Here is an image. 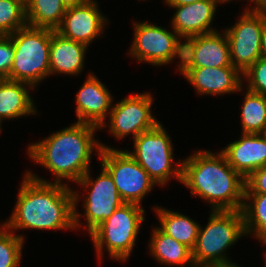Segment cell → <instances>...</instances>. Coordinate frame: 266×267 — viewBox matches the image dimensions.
<instances>
[{
    "label": "cell",
    "instance_id": "cell-4",
    "mask_svg": "<svg viewBox=\"0 0 266 267\" xmlns=\"http://www.w3.org/2000/svg\"><path fill=\"white\" fill-rule=\"evenodd\" d=\"M241 210L212 211L205 228L199 226L192 249L195 267L227 266L237 264L228 260L225 251L245 236Z\"/></svg>",
    "mask_w": 266,
    "mask_h": 267
},
{
    "label": "cell",
    "instance_id": "cell-34",
    "mask_svg": "<svg viewBox=\"0 0 266 267\" xmlns=\"http://www.w3.org/2000/svg\"><path fill=\"white\" fill-rule=\"evenodd\" d=\"M66 8L79 6L86 3L88 0H61Z\"/></svg>",
    "mask_w": 266,
    "mask_h": 267
},
{
    "label": "cell",
    "instance_id": "cell-16",
    "mask_svg": "<svg viewBox=\"0 0 266 267\" xmlns=\"http://www.w3.org/2000/svg\"><path fill=\"white\" fill-rule=\"evenodd\" d=\"M180 73L200 95H223L241 92L242 74L234 66L180 68Z\"/></svg>",
    "mask_w": 266,
    "mask_h": 267
},
{
    "label": "cell",
    "instance_id": "cell-35",
    "mask_svg": "<svg viewBox=\"0 0 266 267\" xmlns=\"http://www.w3.org/2000/svg\"><path fill=\"white\" fill-rule=\"evenodd\" d=\"M19 3H21L25 8L27 5L31 2V0H17Z\"/></svg>",
    "mask_w": 266,
    "mask_h": 267
},
{
    "label": "cell",
    "instance_id": "cell-30",
    "mask_svg": "<svg viewBox=\"0 0 266 267\" xmlns=\"http://www.w3.org/2000/svg\"><path fill=\"white\" fill-rule=\"evenodd\" d=\"M244 194H266V165L245 179Z\"/></svg>",
    "mask_w": 266,
    "mask_h": 267
},
{
    "label": "cell",
    "instance_id": "cell-11",
    "mask_svg": "<svg viewBox=\"0 0 266 267\" xmlns=\"http://www.w3.org/2000/svg\"><path fill=\"white\" fill-rule=\"evenodd\" d=\"M101 167L102 171L95 181L91 178L89 169L77 182L84 190L90 189L83 202L85 211L83 216H85L87 224L85 226L89 234L124 204L113 178L103 166Z\"/></svg>",
    "mask_w": 266,
    "mask_h": 267
},
{
    "label": "cell",
    "instance_id": "cell-7",
    "mask_svg": "<svg viewBox=\"0 0 266 267\" xmlns=\"http://www.w3.org/2000/svg\"><path fill=\"white\" fill-rule=\"evenodd\" d=\"M166 132L159 123L153 129L134 138V150L128 151L159 186L167 185L171 177L178 179L180 183L182 181V163L175 162L178 166L172 165L174 149Z\"/></svg>",
    "mask_w": 266,
    "mask_h": 267
},
{
    "label": "cell",
    "instance_id": "cell-24",
    "mask_svg": "<svg viewBox=\"0 0 266 267\" xmlns=\"http://www.w3.org/2000/svg\"><path fill=\"white\" fill-rule=\"evenodd\" d=\"M241 211L246 235L254 234L257 240L266 243V194H244Z\"/></svg>",
    "mask_w": 266,
    "mask_h": 267
},
{
    "label": "cell",
    "instance_id": "cell-38",
    "mask_svg": "<svg viewBox=\"0 0 266 267\" xmlns=\"http://www.w3.org/2000/svg\"><path fill=\"white\" fill-rule=\"evenodd\" d=\"M262 134L266 137V126Z\"/></svg>",
    "mask_w": 266,
    "mask_h": 267
},
{
    "label": "cell",
    "instance_id": "cell-25",
    "mask_svg": "<svg viewBox=\"0 0 266 267\" xmlns=\"http://www.w3.org/2000/svg\"><path fill=\"white\" fill-rule=\"evenodd\" d=\"M245 91L241 109L242 133L262 134L266 126V95Z\"/></svg>",
    "mask_w": 266,
    "mask_h": 267
},
{
    "label": "cell",
    "instance_id": "cell-17",
    "mask_svg": "<svg viewBox=\"0 0 266 267\" xmlns=\"http://www.w3.org/2000/svg\"><path fill=\"white\" fill-rule=\"evenodd\" d=\"M240 137L220 151L228 164L246 179L266 165V137L255 133H242Z\"/></svg>",
    "mask_w": 266,
    "mask_h": 267
},
{
    "label": "cell",
    "instance_id": "cell-6",
    "mask_svg": "<svg viewBox=\"0 0 266 267\" xmlns=\"http://www.w3.org/2000/svg\"><path fill=\"white\" fill-rule=\"evenodd\" d=\"M145 210L134 203H124L91 234L94 248L100 260L107 249L112 259L127 261L132 254ZM106 247V248H104ZM104 248V249H103Z\"/></svg>",
    "mask_w": 266,
    "mask_h": 267
},
{
    "label": "cell",
    "instance_id": "cell-31",
    "mask_svg": "<svg viewBox=\"0 0 266 267\" xmlns=\"http://www.w3.org/2000/svg\"><path fill=\"white\" fill-rule=\"evenodd\" d=\"M253 2L254 6L251 7L250 10H253L255 12H261V13H266V0H250Z\"/></svg>",
    "mask_w": 266,
    "mask_h": 267
},
{
    "label": "cell",
    "instance_id": "cell-28",
    "mask_svg": "<svg viewBox=\"0 0 266 267\" xmlns=\"http://www.w3.org/2000/svg\"><path fill=\"white\" fill-rule=\"evenodd\" d=\"M242 78L249 81L247 82L248 90L266 95V59L259 58L244 74H242Z\"/></svg>",
    "mask_w": 266,
    "mask_h": 267
},
{
    "label": "cell",
    "instance_id": "cell-3",
    "mask_svg": "<svg viewBox=\"0 0 266 267\" xmlns=\"http://www.w3.org/2000/svg\"><path fill=\"white\" fill-rule=\"evenodd\" d=\"M182 181L212 206V211L242 210L245 179L227 162L220 151L197 150L182 162Z\"/></svg>",
    "mask_w": 266,
    "mask_h": 267
},
{
    "label": "cell",
    "instance_id": "cell-21",
    "mask_svg": "<svg viewBox=\"0 0 266 267\" xmlns=\"http://www.w3.org/2000/svg\"><path fill=\"white\" fill-rule=\"evenodd\" d=\"M149 242L151 255L159 263L184 267H195L192 259V250L186 245L163 233L158 227L153 229Z\"/></svg>",
    "mask_w": 266,
    "mask_h": 267
},
{
    "label": "cell",
    "instance_id": "cell-23",
    "mask_svg": "<svg viewBox=\"0 0 266 267\" xmlns=\"http://www.w3.org/2000/svg\"><path fill=\"white\" fill-rule=\"evenodd\" d=\"M66 10L61 0H31L26 7L27 25L55 31Z\"/></svg>",
    "mask_w": 266,
    "mask_h": 267
},
{
    "label": "cell",
    "instance_id": "cell-10",
    "mask_svg": "<svg viewBox=\"0 0 266 267\" xmlns=\"http://www.w3.org/2000/svg\"><path fill=\"white\" fill-rule=\"evenodd\" d=\"M266 13L255 12L246 7L240 19L225 29L232 65L244 74L261 58V38Z\"/></svg>",
    "mask_w": 266,
    "mask_h": 267
},
{
    "label": "cell",
    "instance_id": "cell-27",
    "mask_svg": "<svg viewBox=\"0 0 266 267\" xmlns=\"http://www.w3.org/2000/svg\"><path fill=\"white\" fill-rule=\"evenodd\" d=\"M25 26L26 8L17 0H0V35H11Z\"/></svg>",
    "mask_w": 266,
    "mask_h": 267
},
{
    "label": "cell",
    "instance_id": "cell-33",
    "mask_svg": "<svg viewBox=\"0 0 266 267\" xmlns=\"http://www.w3.org/2000/svg\"><path fill=\"white\" fill-rule=\"evenodd\" d=\"M261 58L266 59V21L264 23V28L262 31V38H261Z\"/></svg>",
    "mask_w": 266,
    "mask_h": 267
},
{
    "label": "cell",
    "instance_id": "cell-22",
    "mask_svg": "<svg viewBox=\"0 0 266 267\" xmlns=\"http://www.w3.org/2000/svg\"><path fill=\"white\" fill-rule=\"evenodd\" d=\"M154 211L159 217L160 227L158 228L163 233L186 245L191 250L194 248L200 226L196 221H193L187 215L163 207H154Z\"/></svg>",
    "mask_w": 266,
    "mask_h": 267
},
{
    "label": "cell",
    "instance_id": "cell-9",
    "mask_svg": "<svg viewBox=\"0 0 266 267\" xmlns=\"http://www.w3.org/2000/svg\"><path fill=\"white\" fill-rule=\"evenodd\" d=\"M134 41L129 55L140 63H150L155 66L169 64L179 57L182 64L183 39L173 30L147 22H134Z\"/></svg>",
    "mask_w": 266,
    "mask_h": 267
},
{
    "label": "cell",
    "instance_id": "cell-19",
    "mask_svg": "<svg viewBox=\"0 0 266 267\" xmlns=\"http://www.w3.org/2000/svg\"><path fill=\"white\" fill-rule=\"evenodd\" d=\"M88 46L64 38L51 30V44L49 52V68L52 74L77 75L84 69L85 53Z\"/></svg>",
    "mask_w": 266,
    "mask_h": 267
},
{
    "label": "cell",
    "instance_id": "cell-20",
    "mask_svg": "<svg viewBox=\"0 0 266 267\" xmlns=\"http://www.w3.org/2000/svg\"><path fill=\"white\" fill-rule=\"evenodd\" d=\"M30 89H29V88ZM29 89V90H28ZM34 87L25 82L4 78L0 81V122L34 115L37 108L29 91Z\"/></svg>",
    "mask_w": 266,
    "mask_h": 267
},
{
    "label": "cell",
    "instance_id": "cell-12",
    "mask_svg": "<svg viewBox=\"0 0 266 267\" xmlns=\"http://www.w3.org/2000/svg\"><path fill=\"white\" fill-rule=\"evenodd\" d=\"M153 97L151 93H140L126 97L112 106L109 112L110 133L117 139L129 134L133 139L149 131L160 122L151 114Z\"/></svg>",
    "mask_w": 266,
    "mask_h": 267
},
{
    "label": "cell",
    "instance_id": "cell-1",
    "mask_svg": "<svg viewBox=\"0 0 266 267\" xmlns=\"http://www.w3.org/2000/svg\"><path fill=\"white\" fill-rule=\"evenodd\" d=\"M80 194L68 184L38 178L31 171L24 175L11 217L3 223L10 231L16 229L62 230L81 228L77 212Z\"/></svg>",
    "mask_w": 266,
    "mask_h": 267
},
{
    "label": "cell",
    "instance_id": "cell-18",
    "mask_svg": "<svg viewBox=\"0 0 266 267\" xmlns=\"http://www.w3.org/2000/svg\"><path fill=\"white\" fill-rule=\"evenodd\" d=\"M220 0H202L192 4L173 6L176 12L171 27L180 38H190L217 31L210 25Z\"/></svg>",
    "mask_w": 266,
    "mask_h": 267
},
{
    "label": "cell",
    "instance_id": "cell-32",
    "mask_svg": "<svg viewBox=\"0 0 266 267\" xmlns=\"http://www.w3.org/2000/svg\"><path fill=\"white\" fill-rule=\"evenodd\" d=\"M202 0H166L169 7L192 4Z\"/></svg>",
    "mask_w": 266,
    "mask_h": 267
},
{
    "label": "cell",
    "instance_id": "cell-2",
    "mask_svg": "<svg viewBox=\"0 0 266 267\" xmlns=\"http://www.w3.org/2000/svg\"><path fill=\"white\" fill-rule=\"evenodd\" d=\"M97 129L100 128L92 124L75 122L30 144L28 155L34 162L52 171L54 183L62 184L63 179L77 183L90 169L92 153L95 149L98 154L101 151L100 142L94 138Z\"/></svg>",
    "mask_w": 266,
    "mask_h": 267
},
{
    "label": "cell",
    "instance_id": "cell-15",
    "mask_svg": "<svg viewBox=\"0 0 266 267\" xmlns=\"http://www.w3.org/2000/svg\"><path fill=\"white\" fill-rule=\"evenodd\" d=\"M112 98L107 87L93 73L88 74L76 95L77 122L105 128L106 117L113 105Z\"/></svg>",
    "mask_w": 266,
    "mask_h": 267
},
{
    "label": "cell",
    "instance_id": "cell-37",
    "mask_svg": "<svg viewBox=\"0 0 266 267\" xmlns=\"http://www.w3.org/2000/svg\"><path fill=\"white\" fill-rule=\"evenodd\" d=\"M221 1V4L222 3H224V2H230V1H232V0H220ZM247 1H249V0H247Z\"/></svg>",
    "mask_w": 266,
    "mask_h": 267
},
{
    "label": "cell",
    "instance_id": "cell-5",
    "mask_svg": "<svg viewBox=\"0 0 266 267\" xmlns=\"http://www.w3.org/2000/svg\"><path fill=\"white\" fill-rule=\"evenodd\" d=\"M9 36L14 44L15 55L7 79L25 82L36 88L50 75L51 29L27 25Z\"/></svg>",
    "mask_w": 266,
    "mask_h": 267
},
{
    "label": "cell",
    "instance_id": "cell-14",
    "mask_svg": "<svg viewBox=\"0 0 266 267\" xmlns=\"http://www.w3.org/2000/svg\"><path fill=\"white\" fill-rule=\"evenodd\" d=\"M98 9L95 0L67 8L60 26L55 31L64 38L89 46L95 38L103 34L109 21Z\"/></svg>",
    "mask_w": 266,
    "mask_h": 267
},
{
    "label": "cell",
    "instance_id": "cell-26",
    "mask_svg": "<svg viewBox=\"0 0 266 267\" xmlns=\"http://www.w3.org/2000/svg\"><path fill=\"white\" fill-rule=\"evenodd\" d=\"M0 226V267H20L24 237Z\"/></svg>",
    "mask_w": 266,
    "mask_h": 267
},
{
    "label": "cell",
    "instance_id": "cell-29",
    "mask_svg": "<svg viewBox=\"0 0 266 267\" xmlns=\"http://www.w3.org/2000/svg\"><path fill=\"white\" fill-rule=\"evenodd\" d=\"M15 48L9 35H0V76L8 78L12 69Z\"/></svg>",
    "mask_w": 266,
    "mask_h": 267
},
{
    "label": "cell",
    "instance_id": "cell-13",
    "mask_svg": "<svg viewBox=\"0 0 266 267\" xmlns=\"http://www.w3.org/2000/svg\"><path fill=\"white\" fill-rule=\"evenodd\" d=\"M233 66L225 31L202 34L183 42L180 68Z\"/></svg>",
    "mask_w": 266,
    "mask_h": 267
},
{
    "label": "cell",
    "instance_id": "cell-36",
    "mask_svg": "<svg viewBox=\"0 0 266 267\" xmlns=\"http://www.w3.org/2000/svg\"><path fill=\"white\" fill-rule=\"evenodd\" d=\"M213 267H240L238 264H232V265H227V266H213Z\"/></svg>",
    "mask_w": 266,
    "mask_h": 267
},
{
    "label": "cell",
    "instance_id": "cell-8",
    "mask_svg": "<svg viewBox=\"0 0 266 267\" xmlns=\"http://www.w3.org/2000/svg\"><path fill=\"white\" fill-rule=\"evenodd\" d=\"M98 154L103 166L113 178L115 186L124 203L142 206V199L156 183L149 174L128 153L100 143Z\"/></svg>",
    "mask_w": 266,
    "mask_h": 267
}]
</instances>
